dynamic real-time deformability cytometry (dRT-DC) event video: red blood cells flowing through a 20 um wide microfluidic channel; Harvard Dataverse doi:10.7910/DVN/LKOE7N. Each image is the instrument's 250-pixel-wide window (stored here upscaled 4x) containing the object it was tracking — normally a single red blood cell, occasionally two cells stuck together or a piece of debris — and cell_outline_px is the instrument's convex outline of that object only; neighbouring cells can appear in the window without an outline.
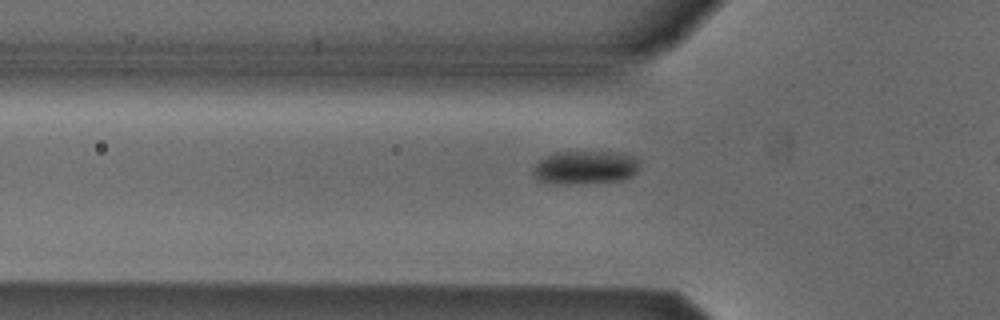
{"species": "Egyptian fruit bat (a non-hibernating species)", "species_latin": "Rousettus aegyptiacus", "temperature_condition": "cold", "stored_images_in_passage": 37, "camera_frame_rate_fps": 3000, "um_per_image_px": 0.085, "animal": {"sex": "male"}, "frame": {"image": 1, "passage_image": 11, "time_ms": 3.333, "image_size_px": [1000, 320], "cell_outline_px": [[640, 160], [636, 172], [632, 176], [624, 180], [576, 184], [548, 184], [536, 180], [532, 172], [532, 168], [544, 156], [556, 152], [616, 152], [632, 156]], "centroid_in_image_um": [49.69, 14.25], "position_along_channel_um": 76.1, "area_um2": 21.1}}
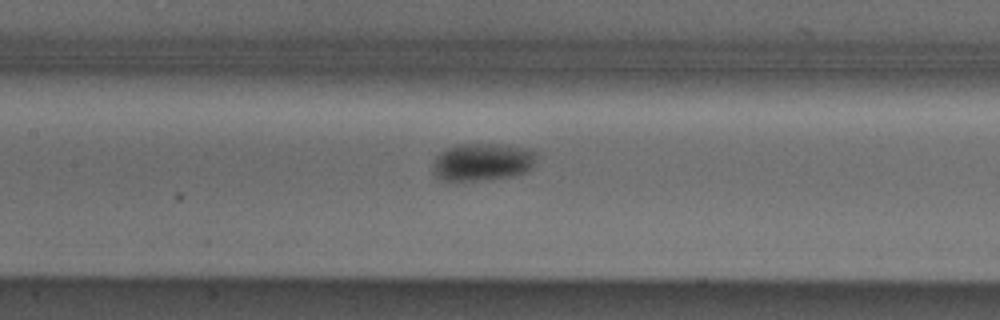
{"frame": {"image": 2, "passage_image": 18, "time_ms": 5.667, "image_size_px": [1000, 320], "cell_outline_px": [[536, 156], [532, 168], [528, 172], [516, 176], [484, 180], [444, 180], [436, 176], [432, 168], [436, 156], [440, 152], [456, 144], [492, 144], [524, 148], [536, 152]], "centroid_in_image_um": [41.02, 13.78], "position_along_channel_um": 166.4, "area_um2": 22.66}}
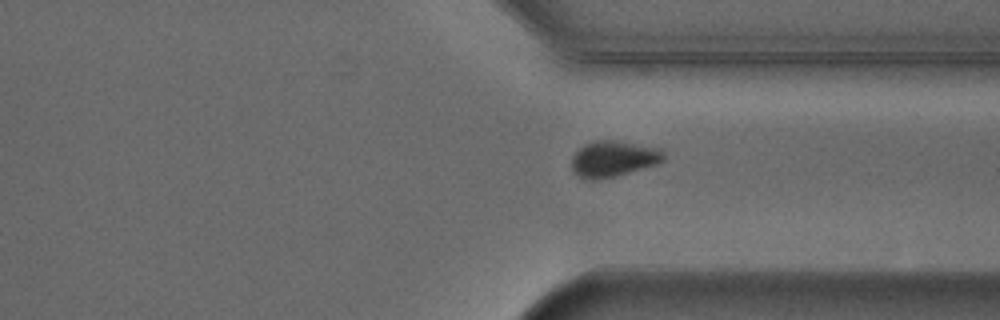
{"frame": {"image": 3, "passage_image": 33, "time_ms": 10.667, "image_size_px": [1000, 320], "cell_outline_px": [[664, 160], [656, 164], [616, 176], [600, 180], [584, 180], [572, 172], [572, 156], [584, 144], [596, 140], [612, 140], [660, 148], [664, 152]], "centroid_in_image_um": [52.1, 13.52], "position_along_channel_um": 359.3, "area_um2": 19.36}}